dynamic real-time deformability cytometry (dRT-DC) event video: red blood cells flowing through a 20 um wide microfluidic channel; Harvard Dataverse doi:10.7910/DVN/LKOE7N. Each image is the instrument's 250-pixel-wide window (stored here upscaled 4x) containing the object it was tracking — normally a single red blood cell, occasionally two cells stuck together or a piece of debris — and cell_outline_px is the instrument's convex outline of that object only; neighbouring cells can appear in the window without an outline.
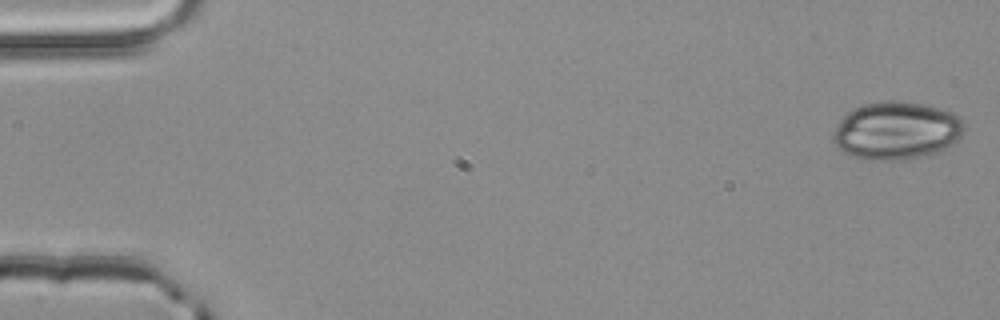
{"species": "common noctule bat (a hibernating species)", "species_latin": "Nyctalus noctula", "temperature_condition": "room temperature", "stored_images_in_passage": 52, "camera_frame_rate_fps": 3000, "um_per_image_px": 0.085, "animal": {"sex": "male", "body_mass_g": 20.4}, "frame": {"image": 1, "passage_image": 1, "time_ms": 0.0, "image_size_px": [1000, 320], "cell_outline_px": [[964, 128], [960, 140], [936, 152], [920, 156], [892, 160], [872, 160], [852, 156], [840, 152], [832, 144], [832, 136], [840, 120], [852, 108], [864, 104], [888, 100], [896, 100], [924, 104], [940, 108], [952, 112], [960, 116], [964, 124]], "centroid_in_image_um": [76.18, 11.09], "position_along_channel_um": 8.8, "area_um2": 44.39}}
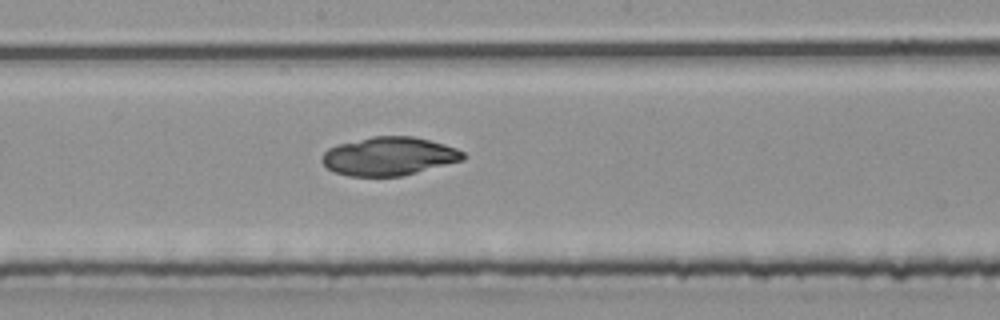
{"frame": {"image": 2, "passage_image": 28, "time_ms": 9.0, "image_size_px": [1000, 320], "cell_outline_px": [[464, 160], [404, 176], [348, 176], [336, 172], [328, 168], [320, 160], [320, 156], [328, 148], [336, 144], [372, 136], [412, 136], [444, 144], [456, 148], [464, 152]], "centroid_in_image_um": [33.04, 13.28], "position_along_channel_um": 215.2, "area_um2": 31.79}}
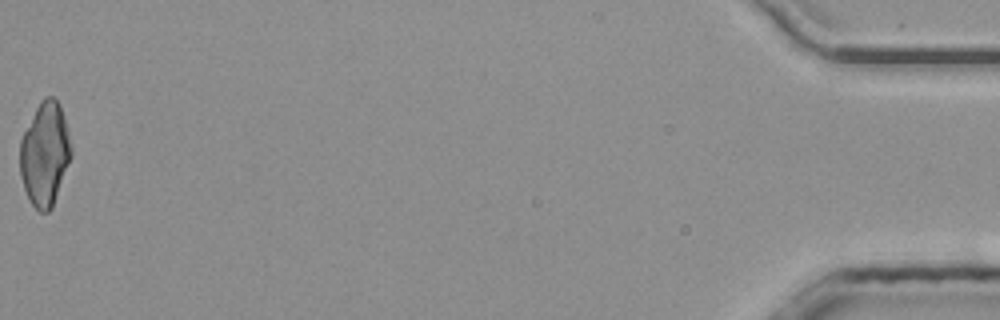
{"frame": {"image": 3, "passage_image": 52, "time_ms": 17.0, "image_size_px": [1000, 320], "cell_outline_px": [[72, 156], [52, 208], [48, 212], [40, 212], [32, 204], [24, 188], [20, 176], [20, 140], [40, 100], [44, 96], [52, 96], [60, 104], [64, 116], [72, 148]], "centroid_in_image_um": [3.82, 13.09], "position_along_channel_um": 431.4, "area_um2": 30.92}}